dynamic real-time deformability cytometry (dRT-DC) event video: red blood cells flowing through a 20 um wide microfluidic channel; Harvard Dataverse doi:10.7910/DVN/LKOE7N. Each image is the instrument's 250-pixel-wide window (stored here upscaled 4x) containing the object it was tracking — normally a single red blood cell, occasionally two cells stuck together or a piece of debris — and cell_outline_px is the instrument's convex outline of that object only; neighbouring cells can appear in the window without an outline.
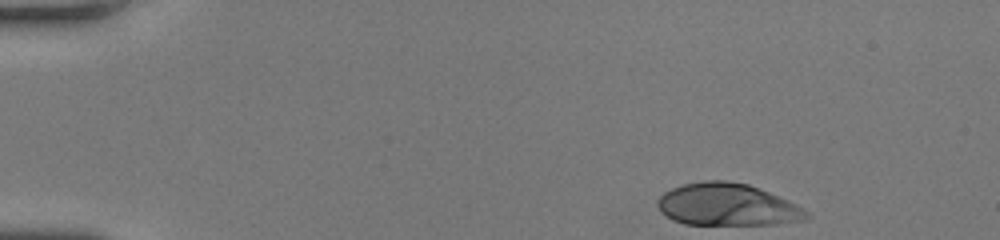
{"species": "human", "species_latin": "Homo sapiens", "temperature_condition": "room temperature", "stored_images_in_passage": 35, "camera_frame_rate_fps": 3000, "um_per_image_px": 0.085, "donor": {"sex": "female"}, "frame": {"image": 1, "passage_image": 1, "time_ms": 0.0, "image_size_px": [1000, 240], "cell_outline_px": [[812, 216], [804, 220], [776, 224], [684, 224], [672, 220], [660, 212], [656, 204], [656, 200], [664, 192], [672, 188], [684, 184], [704, 180], [724, 180], [748, 184], [788, 200], [804, 208]], "centroid_in_image_um": [61.8, 17.4], "position_along_channel_um": 23.2, "area_um2": 36.76}}
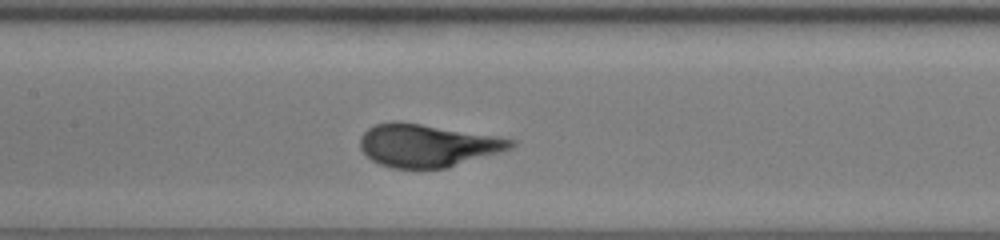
{"frame": {"image": 2, "passage_image": 19, "time_ms": 6.0, "image_size_px": [1000, 240], "cell_outline_px": [[516, 144], [512, 148], [500, 152], [448, 168], [392, 168], [380, 164], [372, 160], [360, 148], [360, 136], [368, 128], [376, 124], [392, 120], [400, 120], [500, 136], [516, 140]], "centroid_in_image_um": [36.35, 12.34], "position_along_channel_um": 171.1, "area_um2": 38.03}}
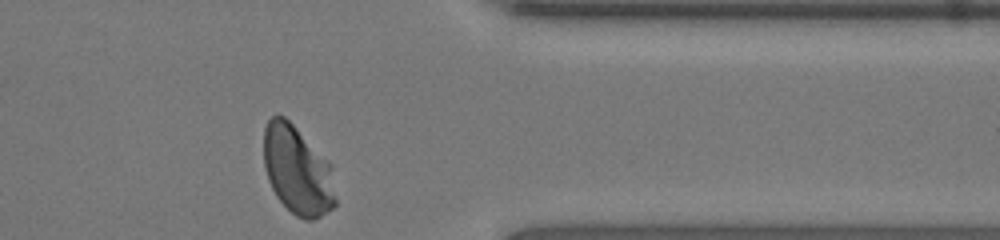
{"frame": {"image": 3, "passage_image": 35, "time_ms": 11.333, "image_size_px": [1000, 240], "cell_outline_px": [[336, 204], [332, 208], [320, 216], [312, 220], [304, 220], [296, 216], [276, 196], [268, 180], [264, 168], [264, 128], [268, 120], [272, 116], [284, 116], [332, 164], [336, 200]], "centroid_in_image_um": [25.29, 14.49], "position_along_channel_um": 386.1, "area_um2": 37.05}, "authors_computed_cell_mechanics": {"area_um2": 36.7608, "velocity_mm_per_s": 4.2026, "shape_relaxation_time_tau1_ms": 2.9022, "shape_relaxation_time_tau2_ms": null, "deformation_change_tau1": 0.2168, "deformation_change_tau2": null}}